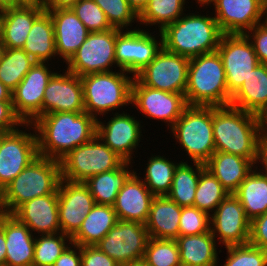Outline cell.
<instances>
[{"label":"cell","instance_id":"obj_1","mask_svg":"<svg viewBox=\"0 0 267 266\" xmlns=\"http://www.w3.org/2000/svg\"><path fill=\"white\" fill-rule=\"evenodd\" d=\"M97 120L87 112H59L42 115L24 126L38 133L39 156L60 160L96 136Z\"/></svg>","mask_w":267,"mask_h":266},{"label":"cell","instance_id":"obj_2","mask_svg":"<svg viewBox=\"0 0 267 266\" xmlns=\"http://www.w3.org/2000/svg\"><path fill=\"white\" fill-rule=\"evenodd\" d=\"M215 151L234 154L257 164L262 134L257 115L228 106H212Z\"/></svg>","mask_w":267,"mask_h":266},{"label":"cell","instance_id":"obj_3","mask_svg":"<svg viewBox=\"0 0 267 266\" xmlns=\"http://www.w3.org/2000/svg\"><path fill=\"white\" fill-rule=\"evenodd\" d=\"M159 32L165 50L188 59L215 52L223 35L213 16L193 13L182 15Z\"/></svg>","mask_w":267,"mask_h":266},{"label":"cell","instance_id":"obj_4","mask_svg":"<svg viewBox=\"0 0 267 266\" xmlns=\"http://www.w3.org/2000/svg\"><path fill=\"white\" fill-rule=\"evenodd\" d=\"M60 180L59 160L36 157L1 191V211L13 214L29 200L43 195L58 194Z\"/></svg>","mask_w":267,"mask_h":266},{"label":"cell","instance_id":"obj_5","mask_svg":"<svg viewBox=\"0 0 267 266\" xmlns=\"http://www.w3.org/2000/svg\"><path fill=\"white\" fill-rule=\"evenodd\" d=\"M184 95L187 105H230L232 95L228 92L224 66L217 51L189 60Z\"/></svg>","mask_w":267,"mask_h":266},{"label":"cell","instance_id":"obj_6","mask_svg":"<svg viewBox=\"0 0 267 266\" xmlns=\"http://www.w3.org/2000/svg\"><path fill=\"white\" fill-rule=\"evenodd\" d=\"M81 78L85 112L97 118L120 106L131 104V86L134 77L124 70L84 75Z\"/></svg>","mask_w":267,"mask_h":266},{"label":"cell","instance_id":"obj_7","mask_svg":"<svg viewBox=\"0 0 267 266\" xmlns=\"http://www.w3.org/2000/svg\"><path fill=\"white\" fill-rule=\"evenodd\" d=\"M171 132L190 160L205 164L215 152L212 106L188 105Z\"/></svg>","mask_w":267,"mask_h":266},{"label":"cell","instance_id":"obj_8","mask_svg":"<svg viewBox=\"0 0 267 266\" xmlns=\"http://www.w3.org/2000/svg\"><path fill=\"white\" fill-rule=\"evenodd\" d=\"M59 162L61 179L84 183L96 174L117 169L124 160L96 135L68 152Z\"/></svg>","mask_w":267,"mask_h":266},{"label":"cell","instance_id":"obj_9","mask_svg":"<svg viewBox=\"0 0 267 266\" xmlns=\"http://www.w3.org/2000/svg\"><path fill=\"white\" fill-rule=\"evenodd\" d=\"M121 29L112 28L106 31L91 32L67 62V70L80 77L92 74L111 72L116 65L115 42Z\"/></svg>","mask_w":267,"mask_h":266},{"label":"cell","instance_id":"obj_10","mask_svg":"<svg viewBox=\"0 0 267 266\" xmlns=\"http://www.w3.org/2000/svg\"><path fill=\"white\" fill-rule=\"evenodd\" d=\"M189 60L165 50L163 47L155 58L134 77L143 85L184 94L187 87Z\"/></svg>","mask_w":267,"mask_h":266},{"label":"cell","instance_id":"obj_11","mask_svg":"<svg viewBox=\"0 0 267 266\" xmlns=\"http://www.w3.org/2000/svg\"><path fill=\"white\" fill-rule=\"evenodd\" d=\"M149 235L144 224L117 220L96 246L118 264L143 259Z\"/></svg>","mask_w":267,"mask_h":266},{"label":"cell","instance_id":"obj_12","mask_svg":"<svg viewBox=\"0 0 267 266\" xmlns=\"http://www.w3.org/2000/svg\"><path fill=\"white\" fill-rule=\"evenodd\" d=\"M216 51L224 66L228 92L233 95L259 64L258 58L245 34H223Z\"/></svg>","mask_w":267,"mask_h":266},{"label":"cell","instance_id":"obj_13","mask_svg":"<svg viewBox=\"0 0 267 266\" xmlns=\"http://www.w3.org/2000/svg\"><path fill=\"white\" fill-rule=\"evenodd\" d=\"M160 41L145 30L133 29L120 32L116 36L115 60L117 67L132 73L133 77L147 66L162 49V35Z\"/></svg>","mask_w":267,"mask_h":266},{"label":"cell","instance_id":"obj_14","mask_svg":"<svg viewBox=\"0 0 267 266\" xmlns=\"http://www.w3.org/2000/svg\"><path fill=\"white\" fill-rule=\"evenodd\" d=\"M131 104L151 119L167 122L170 128L188 106L185 95L154 89L141 84L135 77L131 86Z\"/></svg>","mask_w":267,"mask_h":266},{"label":"cell","instance_id":"obj_15","mask_svg":"<svg viewBox=\"0 0 267 266\" xmlns=\"http://www.w3.org/2000/svg\"><path fill=\"white\" fill-rule=\"evenodd\" d=\"M54 73L46 62H35L12 92L14 111L24 124H32L42 116L45 88Z\"/></svg>","mask_w":267,"mask_h":266},{"label":"cell","instance_id":"obj_16","mask_svg":"<svg viewBox=\"0 0 267 266\" xmlns=\"http://www.w3.org/2000/svg\"><path fill=\"white\" fill-rule=\"evenodd\" d=\"M95 204L93 196L83 182L61 179L58 186V217L61 232L72 238Z\"/></svg>","mask_w":267,"mask_h":266},{"label":"cell","instance_id":"obj_17","mask_svg":"<svg viewBox=\"0 0 267 266\" xmlns=\"http://www.w3.org/2000/svg\"><path fill=\"white\" fill-rule=\"evenodd\" d=\"M17 129L0 145V191L38 157L37 136Z\"/></svg>","mask_w":267,"mask_h":266},{"label":"cell","instance_id":"obj_18","mask_svg":"<svg viewBox=\"0 0 267 266\" xmlns=\"http://www.w3.org/2000/svg\"><path fill=\"white\" fill-rule=\"evenodd\" d=\"M210 230L225 247L249 243L250 220L234 194H229L210 214Z\"/></svg>","mask_w":267,"mask_h":266},{"label":"cell","instance_id":"obj_19","mask_svg":"<svg viewBox=\"0 0 267 266\" xmlns=\"http://www.w3.org/2000/svg\"><path fill=\"white\" fill-rule=\"evenodd\" d=\"M59 112H85L81 78L68 70L53 74L42 101V115Z\"/></svg>","mask_w":267,"mask_h":266},{"label":"cell","instance_id":"obj_20","mask_svg":"<svg viewBox=\"0 0 267 266\" xmlns=\"http://www.w3.org/2000/svg\"><path fill=\"white\" fill-rule=\"evenodd\" d=\"M212 4L223 34H245L266 18V8L258 0H215Z\"/></svg>","mask_w":267,"mask_h":266},{"label":"cell","instance_id":"obj_21","mask_svg":"<svg viewBox=\"0 0 267 266\" xmlns=\"http://www.w3.org/2000/svg\"><path fill=\"white\" fill-rule=\"evenodd\" d=\"M114 114L107 125L97 120L96 135L124 161L131 163L132 152L136 150L141 139L142 126L137 119L124 111Z\"/></svg>","mask_w":267,"mask_h":266},{"label":"cell","instance_id":"obj_22","mask_svg":"<svg viewBox=\"0 0 267 266\" xmlns=\"http://www.w3.org/2000/svg\"><path fill=\"white\" fill-rule=\"evenodd\" d=\"M142 180L135 171L120 189L113 205L118 220L147 222L155 196Z\"/></svg>","mask_w":267,"mask_h":266},{"label":"cell","instance_id":"obj_23","mask_svg":"<svg viewBox=\"0 0 267 266\" xmlns=\"http://www.w3.org/2000/svg\"><path fill=\"white\" fill-rule=\"evenodd\" d=\"M31 232L50 235L61 232L58 217V194L36 197L22 204L13 214Z\"/></svg>","mask_w":267,"mask_h":266},{"label":"cell","instance_id":"obj_24","mask_svg":"<svg viewBox=\"0 0 267 266\" xmlns=\"http://www.w3.org/2000/svg\"><path fill=\"white\" fill-rule=\"evenodd\" d=\"M0 228L6 239L5 266H32L35 238L30 229L12 214L0 212Z\"/></svg>","mask_w":267,"mask_h":266},{"label":"cell","instance_id":"obj_25","mask_svg":"<svg viewBox=\"0 0 267 266\" xmlns=\"http://www.w3.org/2000/svg\"><path fill=\"white\" fill-rule=\"evenodd\" d=\"M46 11L54 24L57 55L67 63L90 32L71 8Z\"/></svg>","mask_w":267,"mask_h":266},{"label":"cell","instance_id":"obj_26","mask_svg":"<svg viewBox=\"0 0 267 266\" xmlns=\"http://www.w3.org/2000/svg\"><path fill=\"white\" fill-rule=\"evenodd\" d=\"M45 11L43 4H22L2 10V42L5 48L22 49L34 21Z\"/></svg>","mask_w":267,"mask_h":266},{"label":"cell","instance_id":"obj_27","mask_svg":"<svg viewBox=\"0 0 267 266\" xmlns=\"http://www.w3.org/2000/svg\"><path fill=\"white\" fill-rule=\"evenodd\" d=\"M182 207L167 196H155L145 223L149 237L176 240Z\"/></svg>","mask_w":267,"mask_h":266},{"label":"cell","instance_id":"obj_28","mask_svg":"<svg viewBox=\"0 0 267 266\" xmlns=\"http://www.w3.org/2000/svg\"><path fill=\"white\" fill-rule=\"evenodd\" d=\"M254 163L238 155L215 151L211 158L205 163L209 170L222 184V186L233 194L249 173L255 168Z\"/></svg>","mask_w":267,"mask_h":266},{"label":"cell","instance_id":"obj_29","mask_svg":"<svg viewBox=\"0 0 267 266\" xmlns=\"http://www.w3.org/2000/svg\"><path fill=\"white\" fill-rule=\"evenodd\" d=\"M267 105V64L259 63L231 96L230 106L258 115Z\"/></svg>","mask_w":267,"mask_h":266},{"label":"cell","instance_id":"obj_30","mask_svg":"<svg viewBox=\"0 0 267 266\" xmlns=\"http://www.w3.org/2000/svg\"><path fill=\"white\" fill-rule=\"evenodd\" d=\"M216 240L211 230L198 235L179 236L176 242L181 266H217Z\"/></svg>","mask_w":267,"mask_h":266},{"label":"cell","instance_id":"obj_31","mask_svg":"<svg viewBox=\"0 0 267 266\" xmlns=\"http://www.w3.org/2000/svg\"><path fill=\"white\" fill-rule=\"evenodd\" d=\"M117 216L113 206L95 204L86 215L81 228L71 238L79 246H95L116 224Z\"/></svg>","mask_w":267,"mask_h":266},{"label":"cell","instance_id":"obj_32","mask_svg":"<svg viewBox=\"0 0 267 266\" xmlns=\"http://www.w3.org/2000/svg\"><path fill=\"white\" fill-rule=\"evenodd\" d=\"M36 62H47L57 55L54 24L45 10L33 23L22 48Z\"/></svg>","mask_w":267,"mask_h":266},{"label":"cell","instance_id":"obj_33","mask_svg":"<svg viewBox=\"0 0 267 266\" xmlns=\"http://www.w3.org/2000/svg\"><path fill=\"white\" fill-rule=\"evenodd\" d=\"M129 164L131 163L124 161L117 169L96 174L84 182L96 204L114 205L120 189L135 172L128 170L130 169Z\"/></svg>","mask_w":267,"mask_h":266},{"label":"cell","instance_id":"obj_34","mask_svg":"<svg viewBox=\"0 0 267 266\" xmlns=\"http://www.w3.org/2000/svg\"><path fill=\"white\" fill-rule=\"evenodd\" d=\"M251 221L267 213V175L253 169L233 193Z\"/></svg>","mask_w":267,"mask_h":266},{"label":"cell","instance_id":"obj_35","mask_svg":"<svg viewBox=\"0 0 267 266\" xmlns=\"http://www.w3.org/2000/svg\"><path fill=\"white\" fill-rule=\"evenodd\" d=\"M193 168L188 162L181 161L175 169L171 189L167 197L180 207L193 206L200 173L205 164L193 162Z\"/></svg>","mask_w":267,"mask_h":266},{"label":"cell","instance_id":"obj_36","mask_svg":"<svg viewBox=\"0 0 267 266\" xmlns=\"http://www.w3.org/2000/svg\"><path fill=\"white\" fill-rule=\"evenodd\" d=\"M35 62L23 49L5 48L0 61V81L13 92Z\"/></svg>","mask_w":267,"mask_h":266},{"label":"cell","instance_id":"obj_37","mask_svg":"<svg viewBox=\"0 0 267 266\" xmlns=\"http://www.w3.org/2000/svg\"><path fill=\"white\" fill-rule=\"evenodd\" d=\"M178 164L160 155L149 159L143 182L154 196H167Z\"/></svg>","mask_w":267,"mask_h":266},{"label":"cell","instance_id":"obj_38","mask_svg":"<svg viewBox=\"0 0 267 266\" xmlns=\"http://www.w3.org/2000/svg\"><path fill=\"white\" fill-rule=\"evenodd\" d=\"M229 194L220 181L204 168L200 173L193 206L210 214Z\"/></svg>","mask_w":267,"mask_h":266},{"label":"cell","instance_id":"obj_39","mask_svg":"<svg viewBox=\"0 0 267 266\" xmlns=\"http://www.w3.org/2000/svg\"><path fill=\"white\" fill-rule=\"evenodd\" d=\"M186 0H150L139 15V21L146 26L159 24L161 31L166 25L178 20L183 15ZM148 24V25H147Z\"/></svg>","mask_w":267,"mask_h":266},{"label":"cell","instance_id":"obj_40","mask_svg":"<svg viewBox=\"0 0 267 266\" xmlns=\"http://www.w3.org/2000/svg\"><path fill=\"white\" fill-rule=\"evenodd\" d=\"M69 241V245H66ZM71 237L62 232L50 235H40L36 238L32 266H53L63 251L70 246Z\"/></svg>","mask_w":267,"mask_h":266},{"label":"cell","instance_id":"obj_41","mask_svg":"<svg viewBox=\"0 0 267 266\" xmlns=\"http://www.w3.org/2000/svg\"><path fill=\"white\" fill-rule=\"evenodd\" d=\"M143 260L150 266H181L176 240L149 237Z\"/></svg>","mask_w":267,"mask_h":266},{"label":"cell","instance_id":"obj_42","mask_svg":"<svg viewBox=\"0 0 267 266\" xmlns=\"http://www.w3.org/2000/svg\"><path fill=\"white\" fill-rule=\"evenodd\" d=\"M105 13L110 25L124 31L132 26L134 21H139V16L126 0H93ZM131 24V25H130ZM123 28V29H122Z\"/></svg>","mask_w":267,"mask_h":266},{"label":"cell","instance_id":"obj_43","mask_svg":"<svg viewBox=\"0 0 267 266\" xmlns=\"http://www.w3.org/2000/svg\"><path fill=\"white\" fill-rule=\"evenodd\" d=\"M225 248L228 255L223 266H267V251L250 243Z\"/></svg>","mask_w":267,"mask_h":266},{"label":"cell","instance_id":"obj_44","mask_svg":"<svg viewBox=\"0 0 267 266\" xmlns=\"http://www.w3.org/2000/svg\"><path fill=\"white\" fill-rule=\"evenodd\" d=\"M71 9L90 33L113 28L105 13L93 0H79Z\"/></svg>","mask_w":267,"mask_h":266},{"label":"cell","instance_id":"obj_45","mask_svg":"<svg viewBox=\"0 0 267 266\" xmlns=\"http://www.w3.org/2000/svg\"><path fill=\"white\" fill-rule=\"evenodd\" d=\"M210 231V214L197 207H182L179 236L198 235Z\"/></svg>","mask_w":267,"mask_h":266},{"label":"cell","instance_id":"obj_46","mask_svg":"<svg viewBox=\"0 0 267 266\" xmlns=\"http://www.w3.org/2000/svg\"><path fill=\"white\" fill-rule=\"evenodd\" d=\"M262 21V23L248 30L245 35L250 39L259 63L267 64V19L265 18Z\"/></svg>","mask_w":267,"mask_h":266},{"label":"cell","instance_id":"obj_47","mask_svg":"<svg viewBox=\"0 0 267 266\" xmlns=\"http://www.w3.org/2000/svg\"><path fill=\"white\" fill-rule=\"evenodd\" d=\"M81 266H120L95 246H81Z\"/></svg>","mask_w":267,"mask_h":266},{"label":"cell","instance_id":"obj_48","mask_svg":"<svg viewBox=\"0 0 267 266\" xmlns=\"http://www.w3.org/2000/svg\"><path fill=\"white\" fill-rule=\"evenodd\" d=\"M249 243L267 251V213L250 221Z\"/></svg>","mask_w":267,"mask_h":266},{"label":"cell","instance_id":"obj_49","mask_svg":"<svg viewBox=\"0 0 267 266\" xmlns=\"http://www.w3.org/2000/svg\"><path fill=\"white\" fill-rule=\"evenodd\" d=\"M23 125L24 123L14 111L12 101H0V128L13 132Z\"/></svg>","mask_w":267,"mask_h":266},{"label":"cell","instance_id":"obj_50","mask_svg":"<svg viewBox=\"0 0 267 266\" xmlns=\"http://www.w3.org/2000/svg\"><path fill=\"white\" fill-rule=\"evenodd\" d=\"M71 246L76 249L74 250V248L72 249L68 246L54 262L53 266H81V246L73 243H71Z\"/></svg>","mask_w":267,"mask_h":266},{"label":"cell","instance_id":"obj_51","mask_svg":"<svg viewBox=\"0 0 267 266\" xmlns=\"http://www.w3.org/2000/svg\"><path fill=\"white\" fill-rule=\"evenodd\" d=\"M262 164L263 170L260 169V172L264 175H267V131H263L258 144L257 152V163ZM265 171V172H262Z\"/></svg>","mask_w":267,"mask_h":266},{"label":"cell","instance_id":"obj_52","mask_svg":"<svg viewBox=\"0 0 267 266\" xmlns=\"http://www.w3.org/2000/svg\"><path fill=\"white\" fill-rule=\"evenodd\" d=\"M79 0H46L43 5L45 10L72 8Z\"/></svg>","mask_w":267,"mask_h":266},{"label":"cell","instance_id":"obj_53","mask_svg":"<svg viewBox=\"0 0 267 266\" xmlns=\"http://www.w3.org/2000/svg\"><path fill=\"white\" fill-rule=\"evenodd\" d=\"M126 1L139 16L142 13V11L146 8L150 0H126Z\"/></svg>","mask_w":267,"mask_h":266},{"label":"cell","instance_id":"obj_54","mask_svg":"<svg viewBox=\"0 0 267 266\" xmlns=\"http://www.w3.org/2000/svg\"><path fill=\"white\" fill-rule=\"evenodd\" d=\"M6 239L5 234L0 228V266H5V260H6Z\"/></svg>","mask_w":267,"mask_h":266},{"label":"cell","instance_id":"obj_55","mask_svg":"<svg viewBox=\"0 0 267 266\" xmlns=\"http://www.w3.org/2000/svg\"><path fill=\"white\" fill-rule=\"evenodd\" d=\"M0 101H12V92L0 81Z\"/></svg>","mask_w":267,"mask_h":266},{"label":"cell","instance_id":"obj_56","mask_svg":"<svg viewBox=\"0 0 267 266\" xmlns=\"http://www.w3.org/2000/svg\"><path fill=\"white\" fill-rule=\"evenodd\" d=\"M257 118L262 131H267V105L257 115Z\"/></svg>","mask_w":267,"mask_h":266},{"label":"cell","instance_id":"obj_57","mask_svg":"<svg viewBox=\"0 0 267 266\" xmlns=\"http://www.w3.org/2000/svg\"><path fill=\"white\" fill-rule=\"evenodd\" d=\"M24 4L21 0H0V9L16 7Z\"/></svg>","mask_w":267,"mask_h":266},{"label":"cell","instance_id":"obj_58","mask_svg":"<svg viewBox=\"0 0 267 266\" xmlns=\"http://www.w3.org/2000/svg\"><path fill=\"white\" fill-rule=\"evenodd\" d=\"M120 266H150L148 265L143 259L139 260V261H134V262H130V263H126Z\"/></svg>","mask_w":267,"mask_h":266},{"label":"cell","instance_id":"obj_59","mask_svg":"<svg viewBox=\"0 0 267 266\" xmlns=\"http://www.w3.org/2000/svg\"><path fill=\"white\" fill-rule=\"evenodd\" d=\"M10 131L7 129H2L0 128V145L3 141V139L6 137V135L9 133Z\"/></svg>","mask_w":267,"mask_h":266},{"label":"cell","instance_id":"obj_60","mask_svg":"<svg viewBox=\"0 0 267 266\" xmlns=\"http://www.w3.org/2000/svg\"><path fill=\"white\" fill-rule=\"evenodd\" d=\"M215 0H197V3L199 4L200 3V5L202 4L203 6H204V4L206 5V6H209V4H211V3H213Z\"/></svg>","mask_w":267,"mask_h":266},{"label":"cell","instance_id":"obj_61","mask_svg":"<svg viewBox=\"0 0 267 266\" xmlns=\"http://www.w3.org/2000/svg\"><path fill=\"white\" fill-rule=\"evenodd\" d=\"M4 50H5V45L3 44L2 39H0V61L2 59V55L4 53Z\"/></svg>","mask_w":267,"mask_h":266},{"label":"cell","instance_id":"obj_62","mask_svg":"<svg viewBox=\"0 0 267 266\" xmlns=\"http://www.w3.org/2000/svg\"><path fill=\"white\" fill-rule=\"evenodd\" d=\"M2 21H3V14H2V9H0V39H2Z\"/></svg>","mask_w":267,"mask_h":266},{"label":"cell","instance_id":"obj_63","mask_svg":"<svg viewBox=\"0 0 267 266\" xmlns=\"http://www.w3.org/2000/svg\"><path fill=\"white\" fill-rule=\"evenodd\" d=\"M24 4H39V0H21Z\"/></svg>","mask_w":267,"mask_h":266},{"label":"cell","instance_id":"obj_64","mask_svg":"<svg viewBox=\"0 0 267 266\" xmlns=\"http://www.w3.org/2000/svg\"><path fill=\"white\" fill-rule=\"evenodd\" d=\"M265 8L267 7V0H258Z\"/></svg>","mask_w":267,"mask_h":266},{"label":"cell","instance_id":"obj_65","mask_svg":"<svg viewBox=\"0 0 267 266\" xmlns=\"http://www.w3.org/2000/svg\"><path fill=\"white\" fill-rule=\"evenodd\" d=\"M0 211H1V191H0Z\"/></svg>","mask_w":267,"mask_h":266},{"label":"cell","instance_id":"obj_66","mask_svg":"<svg viewBox=\"0 0 267 266\" xmlns=\"http://www.w3.org/2000/svg\"><path fill=\"white\" fill-rule=\"evenodd\" d=\"M39 4H43V0H39Z\"/></svg>","mask_w":267,"mask_h":266}]
</instances>
